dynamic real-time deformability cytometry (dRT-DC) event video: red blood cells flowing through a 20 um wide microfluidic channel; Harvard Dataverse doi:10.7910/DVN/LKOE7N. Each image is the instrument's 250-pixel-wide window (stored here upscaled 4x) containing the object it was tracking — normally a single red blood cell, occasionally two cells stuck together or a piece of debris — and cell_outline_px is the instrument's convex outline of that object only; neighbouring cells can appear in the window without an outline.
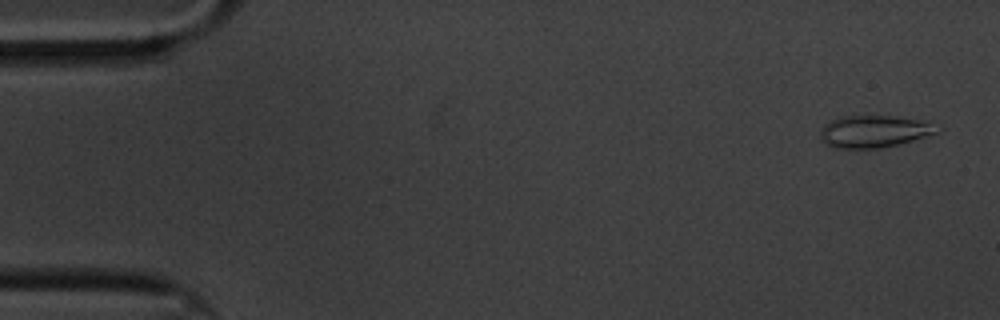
{"species": "common noctule bat (a hibernating species)", "species_latin": "Nyctalus noctula", "temperature_condition": "cold", "stored_images_in_passage": 59, "camera_frame_rate_fps": 3000, "um_per_image_px": 0.085, "animal": {"sex": "male", "body_mass_g": 20.1, "forearm_length_mm": 53.5}, "frame": {"image": 1, "passage_image": 2, "time_ms": 0.333, "image_size_px": [1000, 320], "cell_outline_px": [[940, 132], [884, 148], [832, 148], [824, 144], [820, 136], [820, 128], [824, 124], [840, 116], [896, 116], [920, 120], [940, 128]], "centroid_in_image_um": [74.24, 11.18], "position_along_channel_um": 10.8, "area_um2": 21.91}}
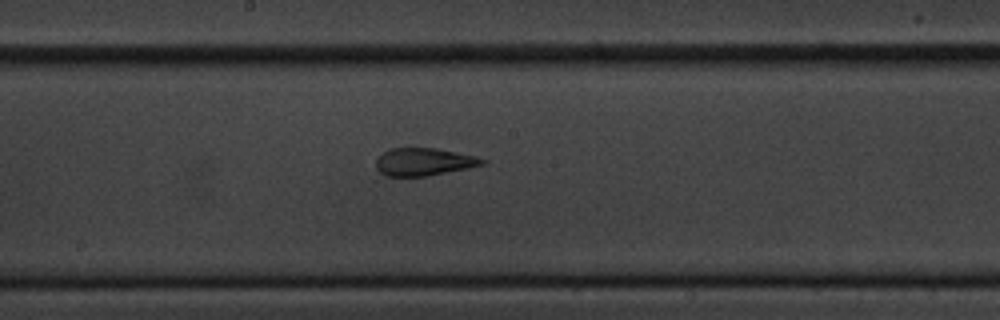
{"frame": {"image": 2, "passage_image": 31, "time_ms": 10.0, "image_size_px": [1000, 320], "cell_outline_px": [[488, 160], [484, 164], [468, 168], [428, 176], [388, 176], [380, 172], [376, 168], [376, 160], [384, 152], [392, 148], [436, 148], [476, 156]], "centroid_in_image_um": [36.05, 13.76], "position_along_channel_um": 212.1, "area_um2": 17.05}}
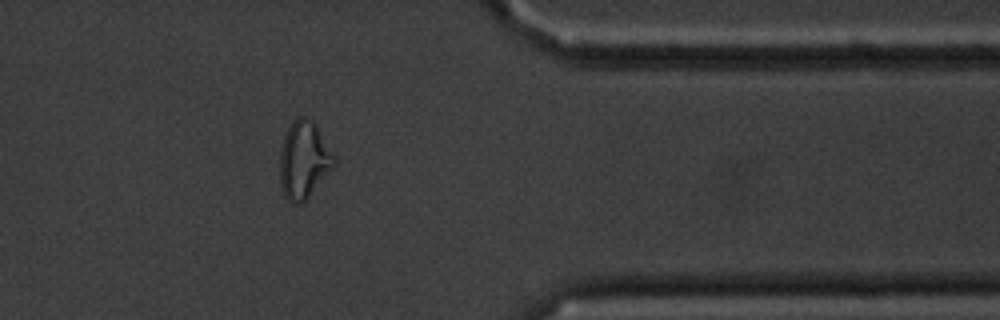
{"frame": {"image": 3, "passage_image": 48, "time_ms": 15.667, "image_size_px": [1000, 320], "cell_outline_px": [[336, 164], [308, 196], [300, 204], [292, 204], [284, 196], [280, 184], [280, 152], [284, 136], [292, 120], [300, 116], [304, 116], [312, 120], [316, 124], [336, 160]], "centroid_in_image_um": [25.8, 13.58], "position_along_channel_um": 385.6, "area_um2": 24.22}, "authors_computed_cell_mechanics": {"area_um2": 19.3052, "velocity_mm_per_s": 3.3308, "shape_relaxation_time_tau1_ms": null, "shape_relaxation_time_tau2_ms": 1.3985, "deformation_change_tau1": null, "deformation_change_tau2": 0.0804}}